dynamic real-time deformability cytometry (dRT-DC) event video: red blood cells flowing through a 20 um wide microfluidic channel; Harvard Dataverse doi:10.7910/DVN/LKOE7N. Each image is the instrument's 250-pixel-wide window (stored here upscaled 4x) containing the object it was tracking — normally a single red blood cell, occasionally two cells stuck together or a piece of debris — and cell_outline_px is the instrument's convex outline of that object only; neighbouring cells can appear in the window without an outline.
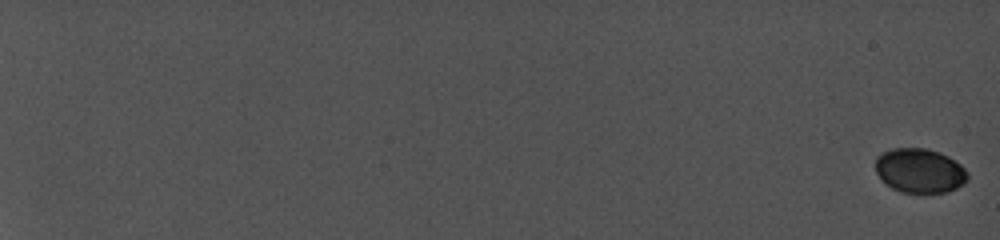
{"species": "common noctule bat (a hibernating species)", "species_latin": "Nyctalus noctula", "temperature_condition": "cold", "stored_images_in_passage": 38, "camera_frame_rate_fps": 5000, "um_per_image_px": 0.085, "animal": {"sex": "female", "body_mass_g": 19.0, "forearm_length_mm": 56.7}, "frame": {"image": 1, "passage_image": 1, "time_ms": 0.0, "image_size_px": [1000, 240], "cell_outline_px": [[968, 180], [964, 184], [948, 192], [900, 192], [884, 184], [880, 180], [876, 172], [876, 156], [892, 148], [924, 148], [940, 152], [948, 156], [960, 164], [968, 172]], "centroid_in_image_um": [78.17, 14.51], "position_along_channel_um": 6.8, "area_um2": 24.04}}
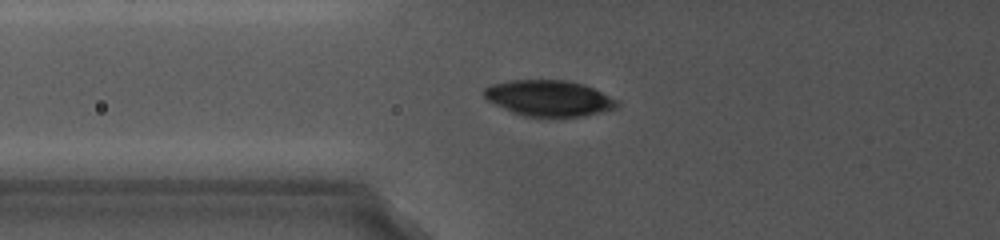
{"frame": {"image": 2, "passage_image": 20, "time_ms": 9.8, "image_size_px": [1000, 240], "cell_outline_px": [[620, 104], [616, 108], [580, 116], [556, 120], [552, 120], [524, 116], [512, 112], [488, 100], [484, 96], [484, 88], [492, 84], [516, 80], [564, 80], [580, 84], [592, 88], [616, 100]], "centroid_in_image_um": [46.64, 8.39], "position_along_channel_um": 79.2, "area_um2": 27.98}}
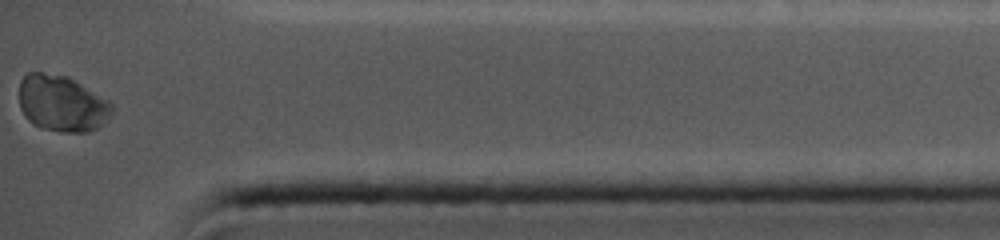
{"frame": {"image": 3, "passage_image": 38, "time_ms": 19.2, "image_size_px": [1000, 240], "cell_outline_px": [[116, 108], [112, 116], [96, 128], [88, 132], [60, 132], [40, 128], [32, 124], [24, 116], [20, 108], [20, 80], [28, 72], [40, 72], [64, 76], [72, 80], [108, 100]], "centroid_in_image_um": [5.26, 8.83], "position_along_channel_um": 429.9, "area_um2": 30.4}, "authors_computed_cell_mechanics": {"area_um2": 27.2527, "velocity_mm_per_s": 3.8524, "shape_relaxation_time_tau1_ms": 0.537, "shape_relaxation_time_tau2_ms": null, "deformation_change_tau1": 0.0288, "deformation_change_tau2": null}}